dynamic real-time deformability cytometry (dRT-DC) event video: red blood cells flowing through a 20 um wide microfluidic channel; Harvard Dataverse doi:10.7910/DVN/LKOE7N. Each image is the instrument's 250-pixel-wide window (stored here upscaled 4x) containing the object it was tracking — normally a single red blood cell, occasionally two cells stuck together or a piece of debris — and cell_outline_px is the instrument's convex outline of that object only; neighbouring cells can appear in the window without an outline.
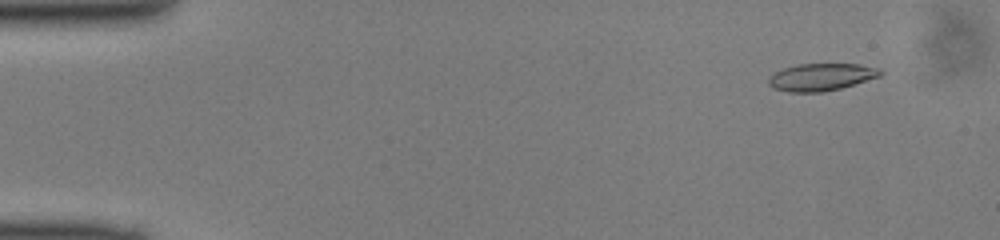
{"species": "common noctule bat (a hibernating species)", "species_latin": "Nyctalus noctula", "temperature_condition": "cold", "stored_images_in_passage": 49, "camera_frame_rate_fps": 3000, "um_per_image_px": 0.085, "animal": {"sex": "male", "body_mass_g": 13.0, "forearm_length_mm": 53.1}, "frame": {"image": 1, "passage_image": 4, "time_ms": 1.0, "image_size_px": [1000, 240], "cell_outline_px": [[884, 72], [880, 76], [840, 88], [824, 92], [788, 92], [772, 88], [768, 84], [768, 76], [784, 68], [800, 64], [856, 64], [880, 68]], "centroid_in_image_um": [69.78, 6.55], "position_along_channel_um": 15.2, "area_um2": 17.74}}
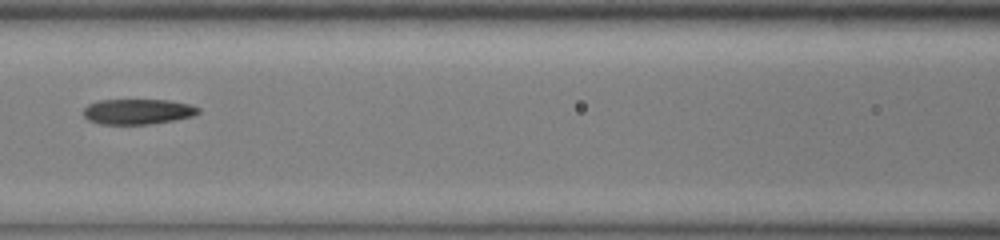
{"frame": {"image": 2, "passage_image": 22, "time_ms": 7.0, "image_size_px": [1000, 240], "cell_outline_px": [[200, 112], [192, 116], [172, 120], [148, 124], [100, 124], [88, 120], [84, 116], [84, 108], [88, 104], [100, 100], [168, 100], [188, 104], [200, 108]], "centroid_in_image_um": [11.68, 9.48], "position_along_channel_um": 154.9, "area_um2": 16.82}}
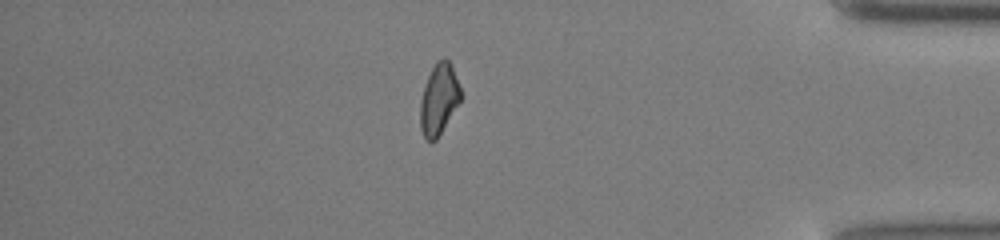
{"frame": {"image": 3, "passage_image": 42, "time_ms": 13.667, "image_size_px": [1000, 240], "cell_outline_px": [[464, 96], [436, 140], [428, 140], [424, 136], [420, 128], [420, 100], [424, 84], [436, 60], [444, 56], [448, 60], [452, 68]], "centroid_in_image_um": [37.31, 8.41], "position_along_channel_um": 397.9, "area_um2": 16.88}}